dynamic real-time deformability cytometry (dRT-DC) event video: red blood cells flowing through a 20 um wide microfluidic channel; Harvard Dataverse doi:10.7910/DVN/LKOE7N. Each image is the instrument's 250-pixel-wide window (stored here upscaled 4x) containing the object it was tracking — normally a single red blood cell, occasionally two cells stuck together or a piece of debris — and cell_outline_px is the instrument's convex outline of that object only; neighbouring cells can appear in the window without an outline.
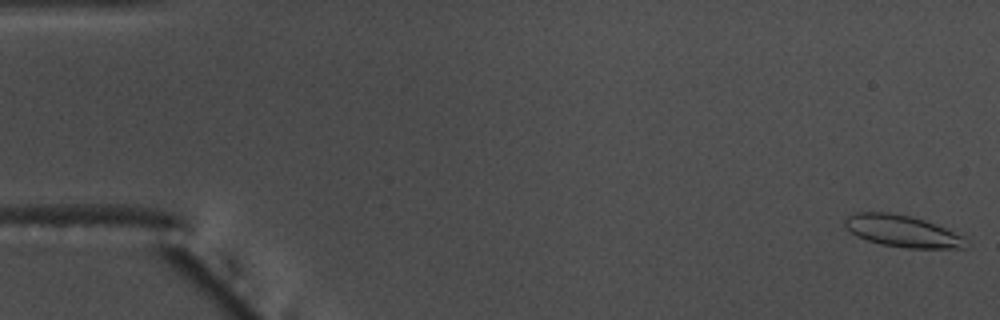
{"species": "common noctule bat (a hibernating species)", "species_latin": "Nyctalus noctula", "temperature_condition": "warm", "stored_images_in_passage": 58, "segment_of_instrument_passage": [1, 2], "camera_frame_rate_fps": 3000, "um_per_image_px": 0.085, "animal": {"sex": "male", "body_mass_g": 17.5, "forearm_length_mm": 52.3}, "frame": {"image": 1, "passage_image": 2, "time_ms": 0.333, "image_size_px": [1000, 320], "cell_outline_px": [[968, 236], [964, 248], [908, 248], [880, 244], [856, 236], [844, 224], [844, 220], [848, 216], [856, 212], [888, 212], [908, 216], [924, 220]], "centroid_in_image_um": [76.74, 19.65], "position_along_channel_um": 8.3, "area_um2": 22.37}}
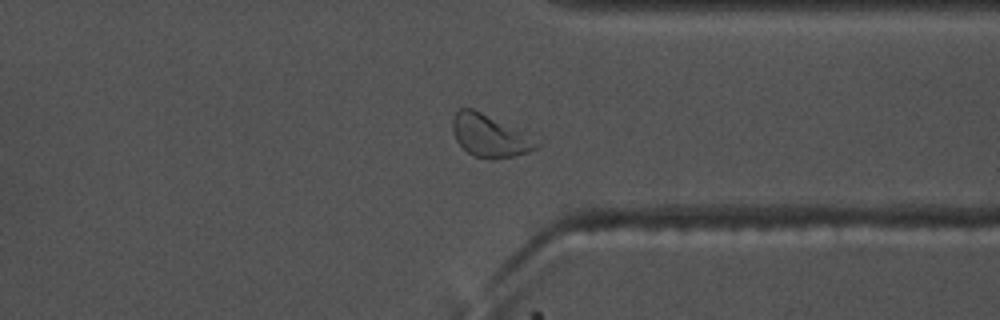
{"frame": {"image": 2, "passage_image": 44, "time_ms": 14.333, "image_size_px": [1000, 320], "cell_outline_px": [[544, 140], [536, 148], [528, 152], [512, 156], [492, 160], [472, 156], [456, 140], [452, 128], [452, 120], [456, 112], [460, 108], [472, 108], [544, 136]], "centroid_in_image_um": [41.81, 11.52], "position_along_channel_um": 369.6, "area_um2": 22.08}}
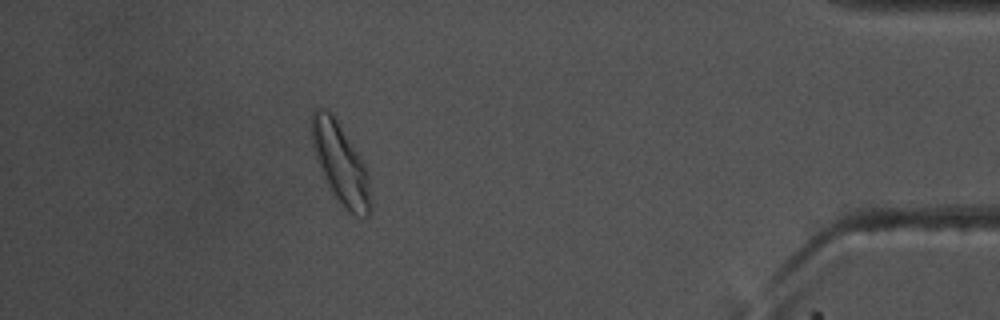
{"frame": {"image": 3, "passage_image": 51, "time_ms": 16.667, "image_size_px": [1000, 320], "cell_outline_px": [[372, 212], [368, 216], [356, 216], [348, 212], [344, 208], [328, 188], [320, 172], [316, 160], [312, 144], [312, 108], [320, 108], [332, 112], [364, 164], [368, 176], [372, 200]], "centroid_in_image_um": [28.94, 13.95], "position_along_channel_um": 406.3, "area_um2": 27.8}}